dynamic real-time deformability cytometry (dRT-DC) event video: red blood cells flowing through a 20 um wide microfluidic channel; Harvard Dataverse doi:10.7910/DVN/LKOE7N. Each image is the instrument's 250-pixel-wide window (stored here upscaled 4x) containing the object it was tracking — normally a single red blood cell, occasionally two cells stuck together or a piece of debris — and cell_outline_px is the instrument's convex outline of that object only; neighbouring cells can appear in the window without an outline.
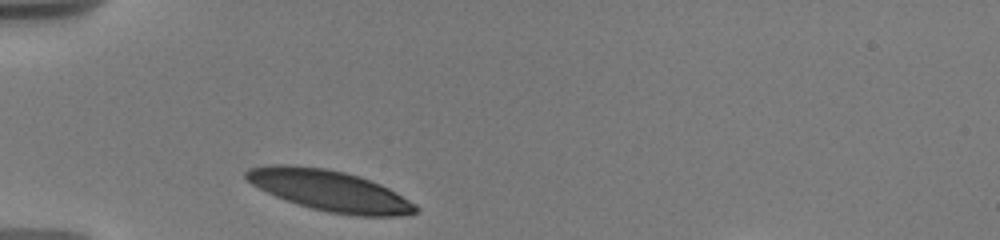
{"species": "human", "species_latin": "Homo sapiens", "temperature_condition": "warm", "stored_images_in_passage": 7, "camera_frame_rate_fps": 3000, "um_per_image_px": 0.085, "donor": {"sex": "male"}, "frame": {"image": 1, "passage_image": 1, "time_ms": 0.0, "image_size_px": [1000, 240], "cell_outline_px": [[420, 212], [400, 216], [356, 216], [328, 212], [312, 208], [276, 196], [252, 184], [244, 176], [244, 172], [248, 168], [272, 164], [288, 164], [324, 168], [344, 172], [360, 176], [380, 184], [396, 192], [416, 204], [420, 208]], "centroid_in_image_um": [28.06, 16.2], "position_along_channel_um": 56.9, "area_um2": 40.23}}
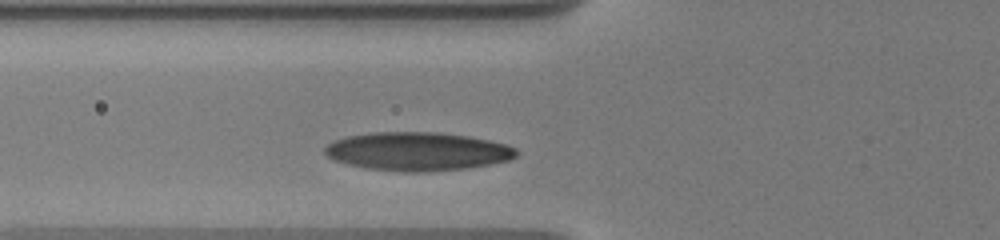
{"frame": {"image": 2, "passage_image": 5, "time_ms": 1.333, "image_size_px": [1000, 240], "cell_outline_px": [[520, 152], [516, 156], [508, 160], [468, 168], [424, 172], [408, 172], [368, 168], [348, 164], [332, 160], [324, 152], [324, 148], [332, 140], [348, 136], [376, 132], [440, 132], [468, 136], [488, 140], [504, 144], [516, 148]], "centroid_in_image_um": [35.48, 12.86], "position_along_channel_um": 90.3, "area_um2": 42.89}}
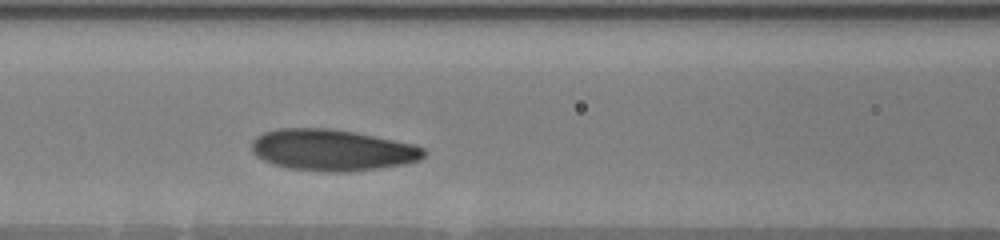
{"frame": {"image": 3, "passage_image": 7, "time_ms": 2.667, "image_size_px": [1000, 240], "cell_outline_px": [[428, 152], [420, 160], [404, 164], [380, 168], [348, 172], [328, 172], [288, 168], [272, 164], [256, 156], [252, 152], [252, 140], [256, 136], [264, 132], [280, 128], [328, 128], [352, 132], [416, 144], [424, 148]], "centroid_in_image_um": [28.25, 12.76], "position_along_channel_um": 138.3, "area_um2": 41.67}}